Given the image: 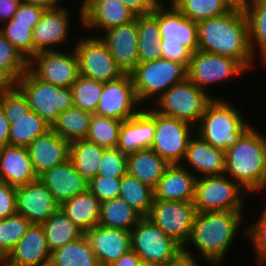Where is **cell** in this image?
<instances>
[{"label": "cell", "mask_w": 266, "mask_h": 266, "mask_svg": "<svg viewBox=\"0 0 266 266\" xmlns=\"http://www.w3.org/2000/svg\"><path fill=\"white\" fill-rule=\"evenodd\" d=\"M80 8V20L85 28L104 31L124 25L136 15L121 0H84Z\"/></svg>", "instance_id": "cell-18"}, {"label": "cell", "mask_w": 266, "mask_h": 266, "mask_svg": "<svg viewBox=\"0 0 266 266\" xmlns=\"http://www.w3.org/2000/svg\"><path fill=\"white\" fill-rule=\"evenodd\" d=\"M155 134V111L153 109L140 110L137 113V136L139 150L152 146Z\"/></svg>", "instance_id": "cell-47"}, {"label": "cell", "mask_w": 266, "mask_h": 266, "mask_svg": "<svg viewBox=\"0 0 266 266\" xmlns=\"http://www.w3.org/2000/svg\"><path fill=\"white\" fill-rule=\"evenodd\" d=\"M169 164L153 149H141L127 155V173L155 189Z\"/></svg>", "instance_id": "cell-28"}, {"label": "cell", "mask_w": 266, "mask_h": 266, "mask_svg": "<svg viewBox=\"0 0 266 266\" xmlns=\"http://www.w3.org/2000/svg\"><path fill=\"white\" fill-rule=\"evenodd\" d=\"M16 87V80L5 70L0 68V97L11 92Z\"/></svg>", "instance_id": "cell-58"}, {"label": "cell", "mask_w": 266, "mask_h": 266, "mask_svg": "<svg viewBox=\"0 0 266 266\" xmlns=\"http://www.w3.org/2000/svg\"><path fill=\"white\" fill-rule=\"evenodd\" d=\"M198 50L238 60L247 70L254 55L249 43V25L243 6L226 14L197 22Z\"/></svg>", "instance_id": "cell-1"}, {"label": "cell", "mask_w": 266, "mask_h": 266, "mask_svg": "<svg viewBox=\"0 0 266 266\" xmlns=\"http://www.w3.org/2000/svg\"><path fill=\"white\" fill-rule=\"evenodd\" d=\"M121 178L97 175L88 183V189L100 202L119 197Z\"/></svg>", "instance_id": "cell-46"}, {"label": "cell", "mask_w": 266, "mask_h": 266, "mask_svg": "<svg viewBox=\"0 0 266 266\" xmlns=\"http://www.w3.org/2000/svg\"><path fill=\"white\" fill-rule=\"evenodd\" d=\"M245 232H247L246 234L256 250L258 263L263 266L266 263V206L262 211L261 217Z\"/></svg>", "instance_id": "cell-49"}, {"label": "cell", "mask_w": 266, "mask_h": 266, "mask_svg": "<svg viewBox=\"0 0 266 266\" xmlns=\"http://www.w3.org/2000/svg\"><path fill=\"white\" fill-rule=\"evenodd\" d=\"M10 133V123L6 119L4 112L0 106V147L8 145Z\"/></svg>", "instance_id": "cell-59"}, {"label": "cell", "mask_w": 266, "mask_h": 266, "mask_svg": "<svg viewBox=\"0 0 266 266\" xmlns=\"http://www.w3.org/2000/svg\"><path fill=\"white\" fill-rule=\"evenodd\" d=\"M28 69L38 79L59 87H71L80 75L75 50L70 54L56 49L37 52L28 61Z\"/></svg>", "instance_id": "cell-13"}, {"label": "cell", "mask_w": 266, "mask_h": 266, "mask_svg": "<svg viewBox=\"0 0 266 266\" xmlns=\"http://www.w3.org/2000/svg\"><path fill=\"white\" fill-rule=\"evenodd\" d=\"M240 113L230 102L213 98L195 126L199 131L196 134L213 147L226 151L251 127Z\"/></svg>", "instance_id": "cell-4"}, {"label": "cell", "mask_w": 266, "mask_h": 266, "mask_svg": "<svg viewBox=\"0 0 266 266\" xmlns=\"http://www.w3.org/2000/svg\"><path fill=\"white\" fill-rule=\"evenodd\" d=\"M137 29L139 63L161 58V37L157 18L152 13L138 15Z\"/></svg>", "instance_id": "cell-31"}, {"label": "cell", "mask_w": 266, "mask_h": 266, "mask_svg": "<svg viewBox=\"0 0 266 266\" xmlns=\"http://www.w3.org/2000/svg\"><path fill=\"white\" fill-rule=\"evenodd\" d=\"M104 149L87 139H78L70 142L69 158L76 170L90 181L97 176Z\"/></svg>", "instance_id": "cell-34"}, {"label": "cell", "mask_w": 266, "mask_h": 266, "mask_svg": "<svg viewBox=\"0 0 266 266\" xmlns=\"http://www.w3.org/2000/svg\"><path fill=\"white\" fill-rule=\"evenodd\" d=\"M60 208L48 186L39 179L16 188V211L31 224L44 223Z\"/></svg>", "instance_id": "cell-16"}, {"label": "cell", "mask_w": 266, "mask_h": 266, "mask_svg": "<svg viewBox=\"0 0 266 266\" xmlns=\"http://www.w3.org/2000/svg\"><path fill=\"white\" fill-rule=\"evenodd\" d=\"M30 110L36 112L51 127L58 115L73 106L71 87H59L38 79L29 69L16 81Z\"/></svg>", "instance_id": "cell-5"}, {"label": "cell", "mask_w": 266, "mask_h": 266, "mask_svg": "<svg viewBox=\"0 0 266 266\" xmlns=\"http://www.w3.org/2000/svg\"><path fill=\"white\" fill-rule=\"evenodd\" d=\"M117 148L126 155L135 153L139 150L137 114L122 121Z\"/></svg>", "instance_id": "cell-50"}, {"label": "cell", "mask_w": 266, "mask_h": 266, "mask_svg": "<svg viewBox=\"0 0 266 266\" xmlns=\"http://www.w3.org/2000/svg\"><path fill=\"white\" fill-rule=\"evenodd\" d=\"M49 266H101L92 250L88 237L84 233L51 252Z\"/></svg>", "instance_id": "cell-30"}, {"label": "cell", "mask_w": 266, "mask_h": 266, "mask_svg": "<svg viewBox=\"0 0 266 266\" xmlns=\"http://www.w3.org/2000/svg\"><path fill=\"white\" fill-rule=\"evenodd\" d=\"M193 137L188 143L185 161L202 176L222 175L225 170V151L213 147L197 134V138Z\"/></svg>", "instance_id": "cell-27"}, {"label": "cell", "mask_w": 266, "mask_h": 266, "mask_svg": "<svg viewBox=\"0 0 266 266\" xmlns=\"http://www.w3.org/2000/svg\"><path fill=\"white\" fill-rule=\"evenodd\" d=\"M130 75L138 101L144 102L152 96V99H157L155 95L160 97L172 85L185 81L187 67L161 57L155 61L138 63Z\"/></svg>", "instance_id": "cell-6"}, {"label": "cell", "mask_w": 266, "mask_h": 266, "mask_svg": "<svg viewBox=\"0 0 266 266\" xmlns=\"http://www.w3.org/2000/svg\"><path fill=\"white\" fill-rule=\"evenodd\" d=\"M243 9L249 25L251 51L255 56L254 47L257 45L261 59L266 64V0H248L243 5Z\"/></svg>", "instance_id": "cell-37"}, {"label": "cell", "mask_w": 266, "mask_h": 266, "mask_svg": "<svg viewBox=\"0 0 266 266\" xmlns=\"http://www.w3.org/2000/svg\"><path fill=\"white\" fill-rule=\"evenodd\" d=\"M140 266H163L156 263H148V262H142Z\"/></svg>", "instance_id": "cell-61"}, {"label": "cell", "mask_w": 266, "mask_h": 266, "mask_svg": "<svg viewBox=\"0 0 266 266\" xmlns=\"http://www.w3.org/2000/svg\"><path fill=\"white\" fill-rule=\"evenodd\" d=\"M212 100L210 94L208 95L206 91L186 79L179 84L172 85L160 97H157L155 102L159 109H154V111L164 116L186 121L195 127L206 106Z\"/></svg>", "instance_id": "cell-7"}, {"label": "cell", "mask_w": 266, "mask_h": 266, "mask_svg": "<svg viewBox=\"0 0 266 266\" xmlns=\"http://www.w3.org/2000/svg\"><path fill=\"white\" fill-rule=\"evenodd\" d=\"M188 249L183 248V253L174 261L169 262L166 266H198L197 255L194 256ZM197 258V259H196Z\"/></svg>", "instance_id": "cell-57"}, {"label": "cell", "mask_w": 266, "mask_h": 266, "mask_svg": "<svg viewBox=\"0 0 266 266\" xmlns=\"http://www.w3.org/2000/svg\"><path fill=\"white\" fill-rule=\"evenodd\" d=\"M141 263L140 257L130 249L109 266H140Z\"/></svg>", "instance_id": "cell-56"}, {"label": "cell", "mask_w": 266, "mask_h": 266, "mask_svg": "<svg viewBox=\"0 0 266 266\" xmlns=\"http://www.w3.org/2000/svg\"><path fill=\"white\" fill-rule=\"evenodd\" d=\"M16 213V187L0 181V220Z\"/></svg>", "instance_id": "cell-52"}, {"label": "cell", "mask_w": 266, "mask_h": 266, "mask_svg": "<svg viewBox=\"0 0 266 266\" xmlns=\"http://www.w3.org/2000/svg\"><path fill=\"white\" fill-rule=\"evenodd\" d=\"M31 223L18 213L0 220V254L5 258L25 235Z\"/></svg>", "instance_id": "cell-42"}, {"label": "cell", "mask_w": 266, "mask_h": 266, "mask_svg": "<svg viewBox=\"0 0 266 266\" xmlns=\"http://www.w3.org/2000/svg\"><path fill=\"white\" fill-rule=\"evenodd\" d=\"M162 4L160 2L152 12L158 20L161 41L181 44L193 54L198 50L197 22L187 18L173 4L169 9Z\"/></svg>", "instance_id": "cell-17"}, {"label": "cell", "mask_w": 266, "mask_h": 266, "mask_svg": "<svg viewBox=\"0 0 266 266\" xmlns=\"http://www.w3.org/2000/svg\"><path fill=\"white\" fill-rule=\"evenodd\" d=\"M245 71L246 68L234 58L197 50L187 66V79L205 91L209 84L225 81Z\"/></svg>", "instance_id": "cell-14"}, {"label": "cell", "mask_w": 266, "mask_h": 266, "mask_svg": "<svg viewBox=\"0 0 266 266\" xmlns=\"http://www.w3.org/2000/svg\"><path fill=\"white\" fill-rule=\"evenodd\" d=\"M6 119L10 123L9 145L27 147L37 137L51 129V126L33 110L18 118Z\"/></svg>", "instance_id": "cell-32"}, {"label": "cell", "mask_w": 266, "mask_h": 266, "mask_svg": "<svg viewBox=\"0 0 266 266\" xmlns=\"http://www.w3.org/2000/svg\"><path fill=\"white\" fill-rule=\"evenodd\" d=\"M22 2L40 5L45 9H54L60 7L58 6L59 0H22Z\"/></svg>", "instance_id": "cell-60"}, {"label": "cell", "mask_w": 266, "mask_h": 266, "mask_svg": "<svg viewBox=\"0 0 266 266\" xmlns=\"http://www.w3.org/2000/svg\"><path fill=\"white\" fill-rule=\"evenodd\" d=\"M127 173V155L118 148L104 149L97 175L121 178Z\"/></svg>", "instance_id": "cell-45"}, {"label": "cell", "mask_w": 266, "mask_h": 266, "mask_svg": "<svg viewBox=\"0 0 266 266\" xmlns=\"http://www.w3.org/2000/svg\"><path fill=\"white\" fill-rule=\"evenodd\" d=\"M266 171V137L250 127L225 151V170L247 192L259 191ZM229 173V174H228Z\"/></svg>", "instance_id": "cell-3"}, {"label": "cell", "mask_w": 266, "mask_h": 266, "mask_svg": "<svg viewBox=\"0 0 266 266\" xmlns=\"http://www.w3.org/2000/svg\"><path fill=\"white\" fill-rule=\"evenodd\" d=\"M44 11L45 8L40 5L22 2L12 19L15 20L16 23L32 24L33 30L39 23Z\"/></svg>", "instance_id": "cell-51"}, {"label": "cell", "mask_w": 266, "mask_h": 266, "mask_svg": "<svg viewBox=\"0 0 266 266\" xmlns=\"http://www.w3.org/2000/svg\"><path fill=\"white\" fill-rule=\"evenodd\" d=\"M136 16L152 13L160 0H121Z\"/></svg>", "instance_id": "cell-54"}, {"label": "cell", "mask_w": 266, "mask_h": 266, "mask_svg": "<svg viewBox=\"0 0 266 266\" xmlns=\"http://www.w3.org/2000/svg\"><path fill=\"white\" fill-rule=\"evenodd\" d=\"M236 5L243 6L248 0H232Z\"/></svg>", "instance_id": "cell-62"}, {"label": "cell", "mask_w": 266, "mask_h": 266, "mask_svg": "<svg viewBox=\"0 0 266 266\" xmlns=\"http://www.w3.org/2000/svg\"><path fill=\"white\" fill-rule=\"evenodd\" d=\"M196 175L184 164L169 165L154 189V200L192 202Z\"/></svg>", "instance_id": "cell-26"}, {"label": "cell", "mask_w": 266, "mask_h": 266, "mask_svg": "<svg viewBox=\"0 0 266 266\" xmlns=\"http://www.w3.org/2000/svg\"><path fill=\"white\" fill-rule=\"evenodd\" d=\"M193 126L186 121L155 111V134L151 146L169 165L182 164Z\"/></svg>", "instance_id": "cell-10"}, {"label": "cell", "mask_w": 266, "mask_h": 266, "mask_svg": "<svg viewBox=\"0 0 266 266\" xmlns=\"http://www.w3.org/2000/svg\"><path fill=\"white\" fill-rule=\"evenodd\" d=\"M68 15L64 7L45 9L32 31L34 55L40 51L52 50L53 46L67 40L70 21Z\"/></svg>", "instance_id": "cell-24"}, {"label": "cell", "mask_w": 266, "mask_h": 266, "mask_svg": "<svg viewBox=\"0 0 266 266\" xmlns=\"http://www.w3.org/2000/svg\"><path fill=\"white\" fill-rule=\"evenodd\" d=\"M0 68L16 81L28 70V60L0 32Z\"/></svg>", "instance_id": "cell-44"}, {"label": "cell", "mask_w": 266, "mask_h": 266, "mask_svg": "<svg viewBox=\"0 0 266 266\" xmlns=\"http://www.w3.org/2000/svg\"><path fill=\"white\" fill-rule=\"evenodd\" d=\"M0 266H4V257L0 254Z\"/></svg>", "instance_id": "cell-64"}, {"label": "cell", "mask_w": 266, "mask_h": 266, "mask_svg": "<svg viewBox=\"0 0 266 266\" xmlns=\"http://www.w3.org/2000/svg\"><path fill=\"white\" fill-rule=\"evenodd\" d=\"M100 208L101 202L89 189L61 205L67 217L84 233L99 223Z\"/></svg>", "instance_id": "cell-29"}, {"label": "cell", "mask_w": 266, "mask_h": 266, "mask_svg": "<svg viewBox=\"0 0 266 266\" xmlns=\"http://www.w3.org/2000/svg\"><path fill=\"white\" fill-rule=\"evenodd\" d=\"M27 150L35 172L40 175L69 159L70 142L50 129L29 144Z\"/></svg>", "instance_id": "cell-23"}, {"label": "cell", "mask_w": 266, "mask_h": 266, "mask_svg": "<svg viewBox=\"0 0 266 266\" xmlns=\"http://www.w3.org/2000/svg\"><path fill=\"white\" fill-rule=\"evenodd\" d=\"M103 84V82L79 75L71 86L73 106L94 114L101 97Z\"/></svg>", "instance_id": "cell-41"}, {"label": "cell", "mask_w": 266, "mask_h": 266, "mask_svg": "<svg viewBox=\"0 0 266 266\" xmlns=\"http://www.w3.org/2000/svg\"><path fill=\"white\" fill-rule=\"evenodd\" d=\"M0 106L6 118H18L30 110L25 96L17 87L0 97Z\"/></svg>", "instance_id": "cell-48"}, {"label": "cell", "mask_w": 266, "mask_h": 266, "mask_svg": "<svg viewBox=\"0 0 266 266\" xmlns=\"http://www.w3.org/2000/svg\"><path fill=\"white\" fill-rule=\"evenodd\" d=\"M265 188H266V171H265L264 179H263V181H262V185H261V187H260L259 190H261V189H265Z\"/></svg>", "instance_id": "cell-63"}, {"label": "cell", "mask_w": 266, "mask_h": 266, "mask_svg": "<svg viewBox=\"0 0 266 266\" xmlns=\"http://www.w3.org/2000/svg\"><path fill=\"white\" fill-rule=\"evenodd\" d=\"M133 80L130 74L124 73L116 79L103 84V90L94 114L125 121L140 110Z\"/></svg>", "instance_id": "cell-15"}, {"label": "cell", "mask_w": 266, "mask_h": 266, "mask_svg": "<svg viewBox=\"0 0 266 266\" xmlns=\"http://www.w3.org/2000/svg\"><path fill=\"white\" fill-rule=\"evenodd\" d=\"M92 113L72 106L58 115L51 129L69 142L86 139Z\"/></svg>", "instance_id": "cell-36"}, {"label": "cell", "mask_w": 266, "mask_h": 266, "mask_svg": "<svg viewBox=\"0 0 266 266\" xmlns=\"http://www.w3.org/2000/svg\"><path fill=\"white\" fill-rule=\"evenodd\" d=\"M73 49L84 77L105 83L124 74L101 37H81Z\"/></svg>", "instance_id": "cell-12"}, {"label": "cell", "mask_w": 266, "mask_h": 266, "mask_svg": "<svg viewBox=\"0 0 266 266\" xmlns=\"http://www.w3.org/2000/svg\"><path fill=\"white\" fill-rule=\"evenodd\" d=\"M21 3L22 0H0V23L11 20Z\"/></svg>", "instance_id": "cell-55"}, {"label": "cell", "mask_w": 266, "mask_h": 266, "mask_svg": "<svg viewBox=\"0 0 266 266\" xmlns=\"http://www.w3.org/2000/svg\"><path fill=\"white\" fill-rule=\"evenodd\" d=\"M38 179L27 147H0V181L20 187Z\"/></svg>", "instance_id": "cell-25"}, {"label": "cell", "mask_w": 266, "mask_h": 266, "mask_svg": "<svg viewBox=\"0 0 266 266\" xmlns=\"http://www.w3.org/2000/svg\"><path fill=\"white\" fill-rule=\"evenodd\" d=\"M119 197L142 217H147L154 201V189L126 173L121 177Z\"/></svg>", "instance_id": "cell-38"}, {"label": "cell", "mask_w": 266, "mask_h": 266, "mask_svg": "<svg viewBox=\"0 0 266 266\" xmlns=\"http://www.w3.org/2000/svg\"><path fill=\"white\" fill-rule=\"evenodd\" d=\"M130 233L131 249L142 262L166 266L183 253V247L148 217H142Z\"/></svg>", "instance_id": "cell-8"}, {"label": "cell", "mask_w": 266, "mask_h": 266, "mask_svg": "<svg viewBox=\"0 0 266 266\" xmlns=\"http://www.w3.org/2000/svg\"><path fill=\"white\" fill-rule=\"evenodd\" d=\"M51 252L41 224H31L4 258V266H49Z\"/></svg>", "instance_id": "cell-19"}, {"label": "cell", "mask_w": 266, "mask_h": 266, "mask_svg": "<svg viewBox=\"0 0 266 266\" xmlns=\"http://www.w3.org/2000/svg\"><path fill=\"white\" fill-rule=\"evenodd\" d=\"M242 216L243 211L197 212L191 234L183 248L192 242L201 254L198 259L218 266L237 235Z\"/></svg>", "instance_id": "cell-2"}, {"label": "cell", "mask_w": 266, "mask_h": 266, "mask_svg": "<svg viewBox=\"0 0 266 266\" xmlns=\"http://www.w3.org/2000/svg\"><path fill=\"white\" fill-rule=\"evenodd\" d=\"M105 34L101 39L107 45L117 66L123 73L130 74L139 63L137 16L127 24L107 29Z\"/></svg>", "instance_id": "cell-20"}, {"label": "cell", "mask_w": 266, "mask_h": 266, "mask_svg": "<svg viewBox=\"0 0 266 266\" xmlns=\"http://www.w3.org/2000/svg\"><path fill=\"white\" fill-rule=\"evenodd\" d=\"M0 28L2 35L8 39L29 61L34 56L32 24L16 23L11 19Z\"/></svg>", "instance_id": "cell-43"}, {"label": "cell", "mask_w": 266, "mask_h": 266, "mask_svg": "<svg viewBox=\"0 0 266 266\" xmlns=\"http://www.w3.org/2000/svg\"><path fill=\"white\" fill-rule=\"evenodd\" d=\"M50 252L81 237L84 232L78 228L60 208L41 224Z\"/></svg>", "instance_id": "cell-35"}, {"label": "cell", "mask_w": 266, "mask_h": 266, "mask_svg": "<svg viewBox=\"0 0 266 266\" xmlns=\"http://www.w3.org/2000/svg\"><path fill=\"white\" fill-rule=\"evenodd\" d=\"M38 179L48 186L54 199L60 205L88 190L89 181L76 170L70 158L45 170L38 175Z\"/></svg>", "instance_id": "cell-21"}, {"label": "cell", "mask_w": 266, "mask_h": 266, "mask_svg": "<svg viewBox=\"0 0 266 266\" xmlns=\"http://www.w3.org/2000/svg\"><path fill=\"white\" fill-rule=\"evenodd\" d=\"M101 266H109L131 249V233L97 224L86 233Z\"/></svg>", "instance_id": "cell-22"}, {"label": "cell", "mask_w": 266, "mask_h": 266, "mask_svg": "<svg viewBox=\"0 0 266 266\" xmlns=\"http://www.w3.org/2000/svg\"><path fill=\"white\" fill-rule=\"evenodd\" d=\"M122 121L92 115L86 139L105 149L117 148Z\"/></svg>", "instance_id": "cell-40"}, {"label": "cell", "mask_w": 266, "mask_h": 266, "mask_svg": "<svg viewBox=\"0 0 266 266\" xmlns=\"http://www.w3.org/2000/svg\"><path fill=\"white\" fill-rule=\"evenodd\" d=\"M142 216L121 197L101 202L99 225L131 231Z\"/></svg>", "instance_id": "cell-33"}, {"label": "cell", "mask_w": 266, "mask_h": 266, "mask_svg": "<svg viewBox=\"0 0 266 266\" xmlns=\"http://www.w3.org/2000/svg\"><path fill=\"white\" fill-rule=\"evenodd\" d=\"M171 3L195 22L226 14L236 6L232 0H172Z\"/></svg>", "instance_id": "cell-39"}, {"label": "cell", "mask_w": 266, "mask_h": 266, "mask_svg": "<svg viewBox=\"0 0 266 266\" xmlns=\"http://www.w3.org/2000/svg\"><path fill=\"white\" fill-rule=\"evenodd\" d=\"M196 213L193 201L154 200L147 217L184 247L191 234Z\"/></svg>", "instance_id": "cell-11"}, {"label": "cell", "mask_w": 266, "mask_h": 266, "mask_svg": "<svg viewBox=\"0 0 266 266\" xmlns=\"http://www.w3.org/2000/svg\"><path fill=\"white\" fill-rule=\"evenodd\" d=\"M244 191L238 182L227 179L225 174L197 176L193 203L197 212L243 211Z\"/></svg>", "instance_id": "cell-9"}, {"label": "cell", "mask_w": 266, "mask_h": 266, "mask_svg": "<svg viewBox=\"0 0 266 266\" xmlns=\"http://www.w3.org/2000/svg\"><path fill=\"white\" fill-rule=\"evenodd\" d=\"M160 44L162 58L188 66L192 53L186 47L181 44L166 43V41H161Z\"/></svg>", "instance_id": "cell-53"}]
</instances>
